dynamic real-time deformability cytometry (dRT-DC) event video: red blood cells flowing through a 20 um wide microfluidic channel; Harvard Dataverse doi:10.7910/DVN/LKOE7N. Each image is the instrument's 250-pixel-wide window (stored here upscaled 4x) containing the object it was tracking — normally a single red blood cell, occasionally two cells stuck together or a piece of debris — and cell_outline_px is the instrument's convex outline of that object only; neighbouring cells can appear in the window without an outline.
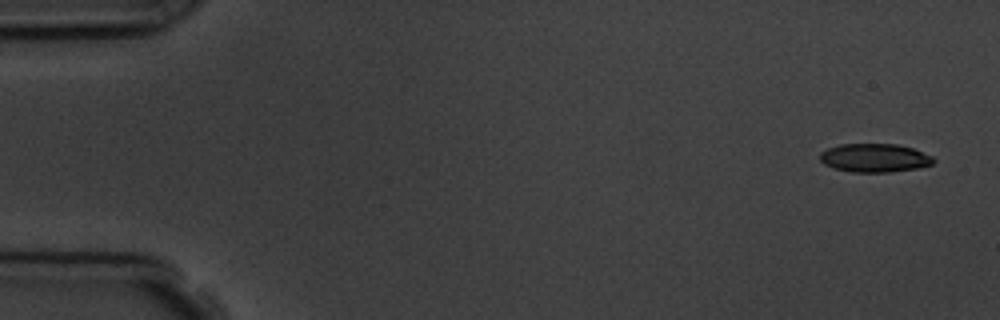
{"species": "common noctule bat (a hibernating species)", "species_latin": "Nyctalus noctula", "temperature_condition": "room temperature", "stored_images_in_passage": 6, "camera_frame_rate_fps": 3000, "um_per_image_px": 0.085, "animal": {"sex": "male", "body_mass_g": 19.5, "forearm_length_mm": 54.6}, "frame": {"image": 1, "passage_image": 1, "time_ms": 0.0, "image_size_px": [1000, 320], "cell_outline_px": [[936, 160], [932, 164], [916, 168], [888, 172], [852, 172], [832, 168], [824, 164], [820, 160], [820, 152], [828, 148], [840, 144], [896, 144], [912, 148], [932, 156]], "centroid_in_image_um": [74.31, 13.42], "position_along_channel_um": 10.7, "area_um2": 18.84}}